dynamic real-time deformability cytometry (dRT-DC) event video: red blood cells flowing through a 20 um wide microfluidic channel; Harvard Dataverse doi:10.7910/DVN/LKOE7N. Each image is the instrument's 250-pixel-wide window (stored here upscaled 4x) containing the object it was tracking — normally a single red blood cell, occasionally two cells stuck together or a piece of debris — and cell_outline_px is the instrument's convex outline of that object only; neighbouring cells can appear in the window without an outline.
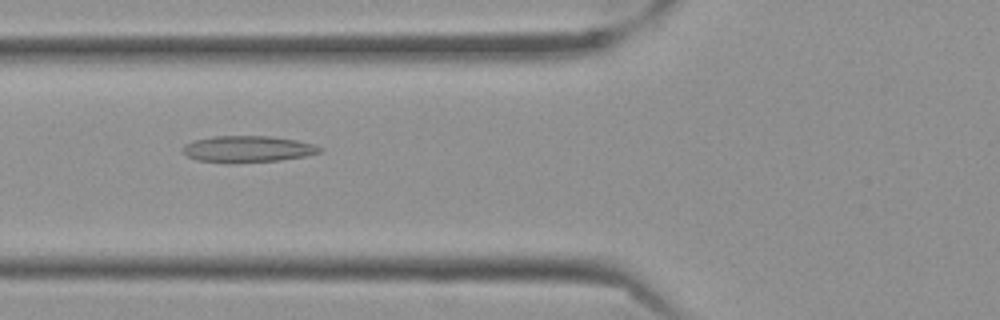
{"species": "Egyptian fruit bat (a non-hibernating species)", "species_latin": "Rousettus aegyptiacus", "temperature_condition": "cold", "stored_images_in_passage": 45, "camera_frame_rate_fps": 3000, "um_per_image_px": 0.085, "frame": {"image": 1, "passage_image": 10, "time_ms": 3.0, "image_size_px": [1000, 320], "cell_outline_px": [[324, 148], [320, 152], [304, 156], [280, 160], [228, 164], [196, 160], [188, 156], [184, 152], [184, 144], [196, 140], [212, 136], [268, 136], [296, 140], [316, 144]], "centroid_in_image_um": [21.07, 12.68], "position_along_channel_um": 104.7, "area_um2": 21.27}}
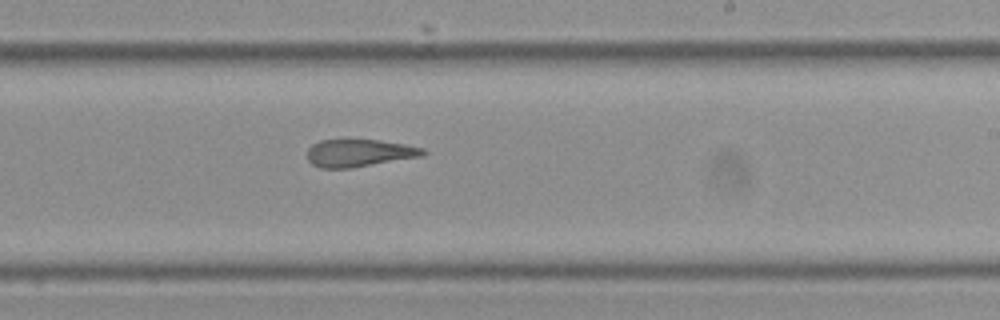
{"frame": {"image": 2, "passage_image": 23, "time_ms": 7.333, "image_size_px": [1000, 320], "cell_outline_px": [[428, 152], [424, 156], [352, 168], [320, 168], [312, 164], [308, 160], [308, 148], [312, 144], [320, 140], [348, 136], [380, 140], [404, 144], [424, 148]], "centroid_in_image_um": [30.52, 12.96], "position_along_channel_um": 258.5, "area_um2": 19.54}}
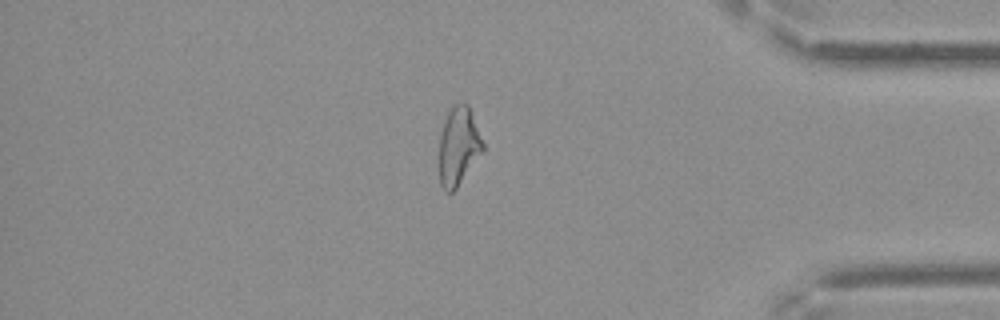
{"frame": {"image": 3, "passage_image": 37, "time_ms": 12.0, "image_size_px": [1000, 320], "cell_outline_px": [[484, 152], [456, 188], [452, 192], [444, 192], [440, 184], [440, 136], [448, 112], [456, 104], [468, 104], [484, 144]], "centroid_in_image_um": [38.99, 12.47], "position_along_channel_um": 396.2, "area_um2": 19.65}, "authors_computed_cell_mechanics": {"area_um2": 20.4034, "velocity_mm_per_s": 3.5341, "shape_relaxation_time_tau1_ms": 9.2516, "shape_relaxation_time_tau2_ms": 3.8436, "deformation_change_tau1": 0.1927, "deformation_change_tau2": 0.1508}}